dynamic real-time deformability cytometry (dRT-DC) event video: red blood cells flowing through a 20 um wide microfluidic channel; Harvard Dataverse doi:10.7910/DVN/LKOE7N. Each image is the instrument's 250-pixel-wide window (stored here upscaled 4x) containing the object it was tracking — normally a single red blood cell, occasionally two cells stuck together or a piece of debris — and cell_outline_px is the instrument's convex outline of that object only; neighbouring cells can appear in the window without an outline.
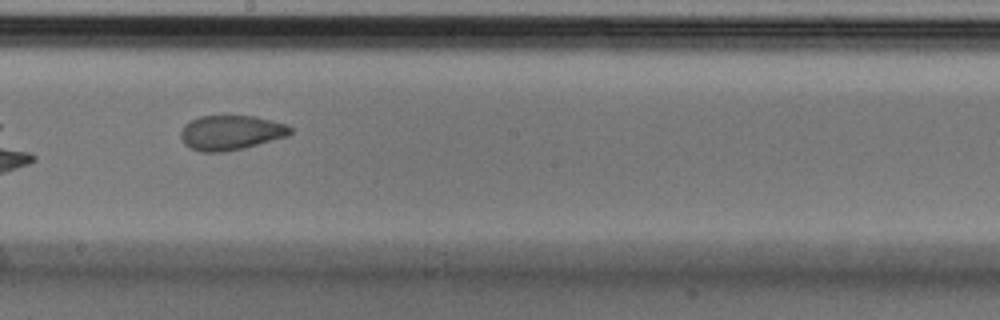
{"species": "Egyptian fruit bat (a non-hibernating species)", "species_latin": "Rousettus aegyptiacus", "temperature_condition": "cold", "stored_images_in_passage": 29, "camera_frame_rate_fps": 3000, "um_per_image_px": 0.085, "animal": {"sex": "male"}, "frame": {"image": 1, "passage_image": 13, "time_ms": 4.0, "image_size_px": [1000, 320], "cell_outline_px": [[292, 132], [288, 136], [244, 148], [224, 152], [200, 152], [184, 144], [180, 136], [180, 132], [184, 124], [200, 116], [224, 112], [256, 116], [288, 124], [292, 128]], "centroid_in_image_um": [19.62, 11.22], "position_along_channel_um": 228.6, "area_um2": 23.12}}